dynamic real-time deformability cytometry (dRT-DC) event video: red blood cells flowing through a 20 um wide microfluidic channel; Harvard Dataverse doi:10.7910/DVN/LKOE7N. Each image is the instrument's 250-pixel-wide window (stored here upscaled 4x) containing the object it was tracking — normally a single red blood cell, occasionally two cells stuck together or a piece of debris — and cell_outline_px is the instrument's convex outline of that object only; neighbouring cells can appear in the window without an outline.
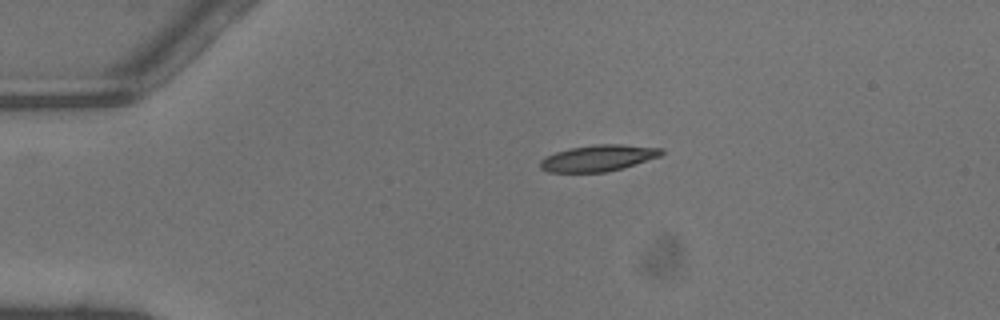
{"species": "common noctule bat (a hibernating species)", "species_latin": "Nyctalus noctula", "temperature_condition": "warm", "stored_images_in_passage": 31, "camera_frame_rate_fps": 3000, "um_per_image_px": 0.085, "animal": {"sex": "male", "body_mass_g": 13.3}, "frame": {"image": 1, "passage_image": 1, "time_ms": 0.0, "image_size_px": [1000, 320], "cell_outline_px": [[664, 152], [660, 156], [624, 168], [604, 172], [548, 172], [540, 168], [540, 160], [556, 152], [572, 148], [596, 144], [620, 144], [664, 148]], "centroid_in_image_um": [50.89, 13.44], "position_along_channel_um": 34.1, "area_um2": 18.5}}
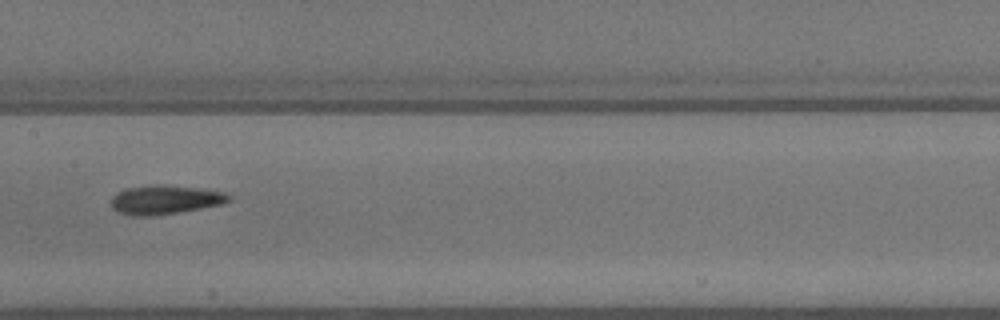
{"frame": {"image": 2, "passage_image": 15, "time_ms": 4.667, "image_size_px": [1000, 320], "cell_outline_px": [[232, 200], [224, 204], [176, 212], [148, 216], [132, 216], [116, 212], [112, 208], [112, 196], [116, 192], [128, 188], [156, 184], [160, 184], [200, 188], [224, 192], [232, 196]], "centroid_in_image_um": [14.04, 16.97], "position_along_channel_um": 193.4, "area_um2": 19.94}}
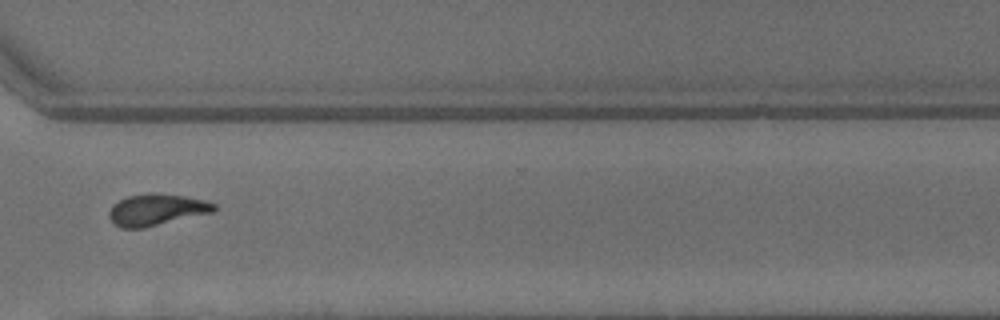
{"frame": {"image": 3, "passage_image": 26, "time_ms": 8.333, "image_size_px": [1000, 320], "cell_outline_px": [[216, 208], [212, 212], [144, 228], [120, 228], [108, 216], [108, 212], [112, 204], [128, 196], [184, 196], [204, 200], [216, 204]], "centroid_in_image_um": [13.28, 17.88], "position_along_channel_um": 357.3, "area_um2": 18.38}, "authors_computed_cell_mechanics": {"area_um2": 19.2474, "velocity_mm_per_s": 4.483, "shape_relaxation_time_tau1_ms": 4.2217, "shape_relaxation_time_tau2_ms": 1.9526, "deformation_change_tau1": 0.1739, "deformation_change_tau2": 0.097}}